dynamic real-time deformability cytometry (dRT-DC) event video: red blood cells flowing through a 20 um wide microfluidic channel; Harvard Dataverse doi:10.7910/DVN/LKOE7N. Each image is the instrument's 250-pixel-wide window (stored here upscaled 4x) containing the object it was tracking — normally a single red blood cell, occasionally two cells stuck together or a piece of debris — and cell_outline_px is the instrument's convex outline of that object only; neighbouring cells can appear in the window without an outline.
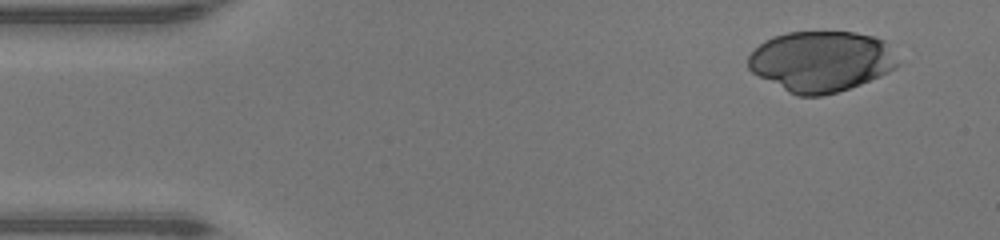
{"species": "human", "species_latin": "Homo sapiens", "temperature_condition": "warm", "stored_images_in_passage": 44, "camera_frame_rate_fps": 3000, "um_per_image_px": 0.085, "donor": {"sex": "male"}, "frame": {"image": 1, "passage_image": 1, "time_ms": 0.0, "image_size_px": [1000, 240], "cell_outline_px": [[900, 64], [896, 68], [880, 76], [860, 84], [824, 96], [796, 96], [788, 92], [752, 72], [748, 68], [748, 56], [764, 40], [772, 36], [788, 32], [852, 32], [872, 36], [884, 40]], "centroid_in_image_um": [69.78, 5.21], "position_along_channel_um": 15.2, "area_um2": 52.71}}